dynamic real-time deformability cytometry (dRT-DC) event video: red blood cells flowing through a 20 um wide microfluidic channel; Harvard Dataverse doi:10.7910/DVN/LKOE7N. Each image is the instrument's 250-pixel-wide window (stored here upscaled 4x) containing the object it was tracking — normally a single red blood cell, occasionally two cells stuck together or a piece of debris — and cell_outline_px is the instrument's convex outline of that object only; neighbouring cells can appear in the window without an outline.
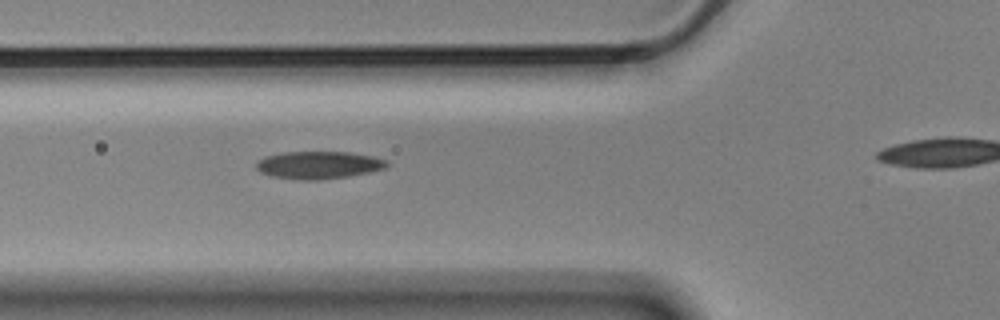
{"species": "Egyptian fruit bat (a non-hibernating species)", "species_latin": "Rousettus aegyptiacus", "temperature_condition": "cold", "stored_images_in_passage": 3, "segment_of_instrument_passage": [1, 2], "camera_frame_rate_fps": 3000, "um_per_image_px": 0.085, "animal": {"sex": "male"}, "frame": {"image": 1, "passage_image": 2, "time_ms": 0.333, "image_size_px": [1000, 320], "cell_outline_px": [[388, 164], [384, 168], [368, 172], [348, 176], [320, 180], [304, 180], [272, 176], [260, 172], [256, 168], [256, 164], [264, 156], [284, 152], [348, 152], [372, 156], [388, 160]], "centroid_in_image_um": [27.07, 14.02], "position_along_channel_um": 98.7, "area_um2": 20.81}}